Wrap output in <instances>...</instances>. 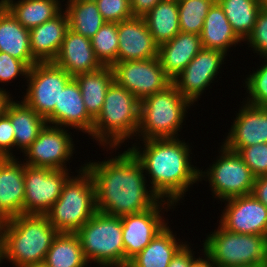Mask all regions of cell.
I'll use <instances>...</instances> for the list:
<instances>
[{
    "label": "cell",
    "mask_w": 267,
    "mask_h": 267,
    "mask_svg": "<svg viewBox=\"0 0 267 267\" xmlns=\"http://www.w3.org/2000/svg\"><path fill=\"white\" fill-rule=\"evenodd\" d=\"M45 267H90L76 233H58L43 261Z\"/></svg>",
    "instance_id": "4dcf8cb0"
},
{
    "label": "cell",
    "mask_w": 267,
    "mask_h": 267,
    "mask_svg": "<svg viewBox=\"0 0 267 267\" xmlns=\"http://www.w3.org/2000/svg\"><path fill=\"white\" fill-rule=\"evenodd\" d=\"M139 123L140 101L113 81L106 91L101 112L94 120L93 142H97L104 151L106 148L122 149L123 144L127 147V142L128 146L130 142H135Z\"/></svg>",
    "instance_id": "277c9868"
},
{
    "label": "cell",
    "mask_w": 267,
    "mask_h": 267,
    "mask_svg": "<svg viewBox=\"0 0 267 267\" xmlns=\"http://www.w3.org/2000/svg\"><path fill=\"white\" fill-rule=\"evenodd\" d=\"M260 62L258 67H252L250 74H246L245 83L242 81L247 95L242 99L248 104L267 108V58H261Z\"/></svg>",
    "instance_id": "d590c367"
},
{
    "label": "cell",
    "mask_w": 267,
    "mask_h": 267,
    "mask_svg": "<svg viewBox=\"0 0 267 267\" xmlns=\"http://www.w3.org/2000/svg\"><path fill=\"white\" fill-rule=\"evenodd\" d=\"M5 220L0 216V229L4 225Z\"/></svg>",
    "instance_id": "681fc988"
},
{
    "label": "cell",
    "mask_w": 267,
    "mask_h": 267,
    "mask_svg": "<svg viewBox=\"0 0 267 267\" xmlns=\"http://www.w3.org/2000/svg\"><path fill=\"white\" fill-rule=\"evenodd\" d=\"M108 150L111 154L115 152V156L110 154L103 161L84 163L93 177L96 210L122 217L152 208L160 199L149 188L140 161L128 148L123 152L118 148Z\"/></svg>",
    "instance_id": "6da1fadb"
},
{
    "label": "cell",
    "mask_w": 267,
    "mask_h": 267,
    "mask_svg": "<svg viewBox=\"0 0 267 267\" xmlns=\"http://www.w3.org/2000/svg\"><path fill=\"white\" fill-rule=\"evenodd\" d=\"M30 32L0 3V52L24 61L29 67L37 63L30 48Z\"/></svg>",
    "instance_id": "d4e9b609"
},
{
    "label": "cell",
    "mask_w": 267,
    "mask_h": 267,
    "mask_svg": "<svg viewBox=\"0 0 267 267\" xmlns=\"http://www.w3.org/2000/svg\"><path fill=\"white\" fill-rule=\"evenodd\" d=\"M252 195L267 207V176L255 178Z\"/></svg>",
    "instance_id": "ee69618b"
},
{
    "label": "cell",
    "mask_w": 267,
    "mask_h": 267,
    "mask_svg": "<svg viewBox=\"0 0 267 267\" xmlns=\"http://www.w3.org/2000/svg\"><path fill=\"white\" fill-rule=\"evenodd\" d=\"M29 69L30 67L24 61L18 60L6 52H0V85L3 86V89H7L5 85L13 83V80H17L18 77L24 78V81L27 80Z\"/></svg>",
    "instance_id": "f35d334b"
},
{
    "label": "cell",
    "mask_w": 267,
    "mask_h": 267,
    "mask_svg": "<svg viewBox=\"0 0 267 267\" xmlns=\"http://www.w3.org/2000/svg\"><path fill=\"white\" fill-rule=\"evenodd\" d=\"M176 233L167 225L126 267H168L174 255L187 242Z\"/></svg>",
    "instance_id": "4316f807"
},
{
    "label": "cell",
    "mask_w": 267,
    "mask_h": 267,
    "mask_svg": "<svg viewBox=\"0 0 267 267\" xmlns=\"http://www.w3.org/2000/svg\"><path fill=\"white\" fill-rule=\"evenodd\" d=\"M90 39L95 57L102 66L112 67L117 63L118 23L106 22Z\"/></svg>",
    "instance_id": "836d02e7"
},
{
    "label": "cell",
    "mask_w": 267,
    "mask_h": 267,
    "mask_svg": "<svg viewBox=\"0 0 267 267\" xmlns=\"http://www.w3.org/2000/svg\"><path fill=\"white\" fill-rule=\"evenodd\" d=\"M114 81L131 92L140 102L172 83L158 57L117 62L112 66Z\"/></svg>",
    "instance_id": "9a60e30c"
},
{
    "label": "cell",
    "mask_w": 267,
    "mask_h": 267,
    "mask_svg": "<svg viewBox=\"0 0 267 267\" xmlns=\"http://www.w3.org/2000/svg\"><path fill=\"white\" fill-rule=\"evenodd\" d=\"M131 10L134 17H144L161 0H130Z\"/></svg>",
    "instance_id": "7bdbcfd3"
},
{
    "label": "cell",
    "mask_w": 267,
    "mask_h": 267,
    "mask_svg": "<svg viewBox=\"0 0 267 267\" xmlns=\"http://www.w3.org/2000/svg\"><path fill=\"white\" fill-rule=\"evenodd\" d=\"M72 78L54 62H37L29 69L25 81L27 88L20 98L38 115L46 118L55 107H59L60 93Z\"/></svg>",
    "instance_id": "30bf717a"
},
{
    "label": "cell",
    "mask_w": 267,
    "mask_h": 267,
    "mask_svg": "<svg viewBox=\"0 0 267 267\" xmlns=\"http://www.w3.org/2000/svg\"><path fill=\"white\" fill-rule=\"evenodd\" d=\"M70 129L46 124L38 137L24 151L21 158L28 166L50 168L54 170H71L70 164L76 153ZM71 160V161H70Z\"/></svg>",
    "instance_id": "8fae6325"
},
{
    "label": "cell",
    "mask_w": 267,
    "mask_h": 267,
    "mask_svg": "<svg viewBox=\"0 0 267 267\" xmlns=\"http://www.w3.org/2000/svg\"><path fill=\"white\" fill-rule=\"evenodd\" d=\"M14 98L8 103L5 114L10 118L14 127L15 152L24 151L38 137L40 131L47 124L46 119L38 115L31 107L22 100ZM15 99V100H14Z\"/></svg>",
    "instance_id": "484cf974"
},
{
    "label": "cell",
    "mask_w": 267,
    "mask_h": 267,
    "mask_svg": "<svg viewBox=\"0 0 267 267\" xmlns=\"http://www.w3.org/2000/svg\"><path fill=\"white\" fill-rule=\"evenodd\" d=\"M206 233L201 247L217 267L267 264V238L262 235L234 233L219 223Z\"/></svg>",
    "instance_id": "ba28073f"
},
{
    "label": "cell",
    "mask_w": 267,
    "mask_h": 267,
    "mask_svg": "<svg viewBox=\"0 0 267 267\" xmlns=\"http://www.w3.org/2000/svg\"><path fill=\"white\" fill-rule=\"evenodd\" d=\"M263 5L267 7V0H262Z\"/></svg>",
    "instance_id": "816d5d0a"
},
{
    "label": "cell",
    "mask_w": 267,
    "mask_h": 267,
    "mask_svg": "<svg viewBox=\"0 0 267 267\" xmlns=\"http://www.w3.org/2000/svg\"><path fill=\"white\" fill-rule=\"evenodd\" d=\"M155 43L160 46L180 32L178 2L161 0L143 17Z\"/></svg>",
    "instance_id": "f546056e"
},
{
    "label": "cell",
    "mask_w": 267,
    "mask_h": 267,
    "mask_svg": "<svg viewBox=\"0 0 267 267\" xmlns=\"http://www.w3.org/2000/svg\"><path fill=\"white\" fill-rule=\"evenodd\" d=\"M175 205L159 200L152 208L121 217L125 267L152 239L169 225L165 212L175 210ZM167 218V219H166Z\"/></svg>",
    "instance_id": "7c38bea8"
},
{
    "label": "cell",
    "mask_w": 267,
    "mask_h": 267,
    "mask_svg": "<svg viewBox=\"0 0 267 267\" xmlns=\"http://www.w3.org/2000/svg\"><path fill=\"white\" fill-rule=\"evenodd\" d=\"M236 267H267V264H250V265H242Z\"/></svg>",
    "instance_id": "7dc6e473"
},
{
    "label": "cell",
    "mask_w": 267,
    "mask_h": 267,
    "mask_svg": "<svg viewBox=\"0 0 267 267\" xmlns=\"http://www.w3.org/2000/svg\"><path fill=\"white\" fill-rule=\"evenodd\" d=\"M71 170H54L24 164L23 214L45 215L59 198Z\"/></svg>",
    "instance_id": "4fadbf2b"
},
{
    "label": "cell",
    "mask_w": 267,
    "mask_h": 267,
    "mask_svg": "<svg viewBox=\"0 0 267 267\" xmlns=\"http://www.w3.org/2000/svg\"><path fill=\"white\" fill-rule=\"evenodd\" d=\"M69 29L84 37H93L106 23L94 0H79L64 7Z\"/></svg>",
    "instance_id": "d6a6232c"
},
{
    "label": "cell",
    "mask_w": 267,
    "mask_h": 267,
    "mask_svg": "<svg viewBox=\"0 0 267 267\" xmlns=\"http://www.w3.org/2000/svg\"><path fill=\"white\" fill-rule=\"evenodd\" d=\"M228 56L218 50L202 48L185 69L172 80L181 95L195 107L205 90L212 89L215 81L224 69ZM205 92V93H204Z\"/></svg>",
    "instance_id": "5bb4252c"
},
{
    "label": "cell",
    "mask_w": 267,
    "mask_h": 267,
    "mask_svg": "<svg viewBox=\"0 0 267 267\" xmlns=\"http://www.w3.org/2000/svg\"><path fill=\"white\" fill-rule=\"evenodd\" d=\"M219 146L216 159L204 171L200 168V182H209L214 201L251 194L256 177L237 152Z\"/></svg>",
    "instance_id": "9c48e42d"
},
{
    "label": "cell",
    "mask_w": 267,
    "mask_h": 267,
    "mask_svg": "<svg viewBox=\"0 0 267 267\" xmlns=\"http://www.w3.org/2000/svg\"><path fill=\"white\" fill-rule=\"evenodd\" d=\"M237 153L255 177L267 176V143L242 147Z\"/></svg>",
    "instance_id": "74e56055"
},
{
    "label": "cell",
    "mask_w": 267,
    "mask_h": 267,
    "mask_svg": "<svg viewBox=\"0 0 267 267\" xmlns=\"http://www.w3.org/2000/svg\"><path fill=\"white\" fill-rule=\"evenodd\" d=\"M78 168L45 214L59 233H76L97 212L93 177L84 164Z\"/></svg>",
    "instance_id": "8992f818"
},
{
    "label": "cell",
    "mask_w": 267,
    "mask_h": 267,
    "mask_svg": "<svg viewBox=\"0 0 267 267\" xmlns=\"http://www.w3.org/2000/svg\"><path fill=\"white\" fill-rule=\"evenodd\" d=\"M76 234L90 267H125L121 217L97 211Z\"/></svg>",
    "instance_id": "52a82bcc"
},
{
    "label": "cell",
    "mask_w": 267,
    "mask_h": 267,
    "mask_svg": "<svg viewBox=\"0 0 267 267\" xmlns=\"http://www.w3.org/2000/svg\"><path fill=\"white\" fill-rule=\"evenodd\" d=\"M200 255H203V256H200L197 257L191 264L190 267H217L213 261L203 252V248L200 249Z\"/></svg>",
    "instance_id": "f6af8a7d"
},
{
    "label": "cell",
    "mask_w": 267,
    "mask_h": 267,
    "mask_svg": "<svg viewBox=\"0 0 267 267\" xmlns=\"http://www.w3.org/2000/svg\"><path fill=\"white\" fill-rule=\"evenodd\" d=\"M194 106L171 83L140 102V123L135 140L179 138Z\"/></svg>",
    "instance_id": "5b68a950"
},
{
    "label": "cell",
    "mask_w": 267,
    "mask_h": 267,
    "mask_svg": "<svg viewBox=\"0 0 267 267\" xmlns=\"http://www.w3.org/2000/svg\"><path fill=\"white\" fill-rule=\"evenodd\" d=\"M45 119L50 125L88 133L87 136L92 139L94 120L86 111L82 93L74 77L61 91L59 107H55Z\"/></svg>",
    "instance_id": "ac0fdd59"
},
{
    "label": "cell",
    "mask_w": 267,
    "mask_h": 267,
    "mask_svg": "<svg viewBox=\"0 0 267 267\" xmlns=\"http://www.w3.org/2000/svg\"><path fill=\"white\" fill-rule=\"evenodd\" d=\"M216 0H181L178 2L180 31L200 35L204 20Z\"/></svg>",
    "instance_id": "e575fe53"
},
{
    "label": "cell",
    "mask_w": 267,
    "mask_h": 267,
    "mask_svg": "<svg viewBox=\"0 0 267 267\" xmlns=\"http://www.w3.org/2000/svg\"><path fill=\"white\" fill-rule=\"evenodd\" d=\"M225 203L218 217L219 224L226 230L248 234L262 235L267 238V207L257 200L252 193L221 201Z\"/></svg>",
    "instance_id": "2e32d148"
},
{
    "label": "cell",
    "mask_w": 267,
    "mask_h": 267,
    "mask_svg": "<svg viewBox=\"0 0 267 267\" xmlns=\"http://www.w3.org/2000/svg\"><path fill=\"white\" fill-rule=\"evenodd\" d=\"M106 22L119 23L133 16L130 0H94Z\"/></svg>",
    "instance_id": "ab89813d"
},
{
    "label": "cell",
    "mask_w": 267,
    "mask_h": 267,
    "mask_svg": "<svg viewBox=\"0 0 267 267\" xmlns=\"http://www.w3.org/2000/svg\"><path fill=\"white\" fill-rule=\"evenodd\" d=\"M12 92L10 90L3 89L0 87V116L5 113L8 103L13 99Z\"/></svg>",
    "instance_id": "bcb514c9"
},
{
    "label": "cell",
    "mask_w": 267,
    "mask_h": 267,
    "mask_svg": "<svg viewBox=\"0 0 267 267\" xmlns=\"http://www.w3.org/2000/svg\"><path fill=\"white\" fill-rule=\"evenodd\" d=\"M24 163L18 158H0V216L4 220L23 214Z\"/></svg>",
    "instance_id": "ffe728a7"
},
{
    "label": "cell",
    "mask_w": 267,
    "mask_h": 267,
    "mask_svg": "<svg viewBox=\"0 0 267 267\" xmlns=\"http://www.w3.org/2000/svg\"><path fill=\"white\" fill-rule=\"evenodd\" d=\"M118 43L117 62L158 57L159 46L143 17H132L118 23Z\"/></svg>",
    "instance_id": "d6986e66"
},
{
    "label": "cell",
    "mask_w": 267,
    "mask_h": 267,
    "mask_svg": "<svg viewBox=\"0 0 267 267\" xmlns=\"http://www.w3.org/2000/svg\"><path fill=\"white\" fill-rule=\"evenodd\" d=\"M59 232L46 215L22 214L5 220L0 229V266L42 265Z\"/></svg>",
    "instance_id": "3957f363"
},
{
    "label": "cell",
    "mask_w": 267,
    "mask_h": 267,
    "mask_svg": "<svg viewBox=\"0 0 267 267\" xmlns=\"http://www.w3.org/2000/svg\"><path fill=\"white\" fill-rule=\"evenodd\" d=\"M200 39L202 48L218 50L228 56H230L229 52L233 48L235 50L236 46L239 45L241 47V44L244 46L243 41L233 31L222 7L217 1L213 3L207 13Z\"/></svg>",
    "instance_id": "cb8c5ba5"
},
{
    "label": "cell",
    "mask_w": 267,
    "mask_h": 267,
    "mask_svg": "<svg viewBox=\"0 0 267 267\" xmlns=\"http://www.w3.org/2000/svg\"><path fill=\"white\" fill-rule=\"evenodd\" d=\"M236 35L244 42L253 31L262 0H216Z\"/></svg>",
    "instance_id": "1f68e13d"
},
{
    "label": "cell",
    "mask_w": 267,
    "mask_h": 267,
    "mask_svg": "<svg viewBox=\"0 0 267 267\" xmlns=\"http://www.w3.org/2000/svg\"><path fill=\"white\" fill-rule=\"evenodd\" d=\"M13 149H15L14 127L10 118L4 113L0 116V158H18Z\"/></svg>",
    "instance_id": "60d3db41"
},
{
    "label": "cell",
    "mask_w": 267,
    "mask_h": 267,
    "mask_svg": "<svg viewBox=\"0 0 267 267\" xmlns=\"http://www.w3.org/2000/svg\"><path fill=\"white\" fill-rule=\"evenodd\" d=\"M1 3L29 30L56 17L64 9L60 0H1Z\"/></svg>",
    "instance_id": "f1b7e54d"
},
{
    "label": "cell",
    "mask_w": 267,
    "mask_h": 267,
    "mask_svg": "<svg viewBox=\"0 0 267 267\" xmlns=\"http://www.w3.org/2000/svg\"><path fill=\"white\" fill-rule=\"evenodd\" d=\"M180 138L135 140L127 147L142 164L153 193L176 207L193 184L200 182V168L193 165V148Z\"/></svg>",
    "instance_id": "7a4b0ae2"
},
{
    "label": "cell",
    "mask_w": 267,
    "mask_h": 267,
    "mask_svg": "<svg viewBox=\"0 0 267 267\" xmlns=\"http://www.w3.org/2000/svg\"><path fill=\"white\" fill-rule=\"evenodd\" d=\"M63 1H65V0H60V2H63ZM75 1H79V0H66V2H65L66 4L63 2L64 5H62V7H65L66 5H68L72 2H75Z\"/></svg>",
    "instance_id": "c3c4849f"
},
{
    "label": "cell",
    "mask_w": 267,
    "mask_h": 267,
    "mask_svg": "<svg viewBox=\"0 0 267 267\" xmlns=\"http://www.w3.org/2000/svg\"><path fill=\"white\" fill-rule=\"evenodd\" d=\"M239 106L236 117L221 144L230 151L237 152L242 147L267 143V108L254 106L244 101Z\"/></svg>",
    "instance_id": "e0dca14e"
},
{
    "label": "cell",
    "mask_w": 267,
    "mask_h": 267,
    "mask_svg": "<svg viewBox=\"0 0 267 267\" xmlns=\"http://www.w3.org/2000/svg\"><path fill=\"white\" fill-rule=\"evenodd\" d=\"M202 49L200 35L180 31L158 47V59L165 74L173 80Z\"/></svg>",
    "instance_id": "603a6c76"
},
{
    "label": "cell",
    "mask_w": 267,
    "mask_h": 267,
    "mask_svg": "<svg viewBox=\"0 0 267 267\" xmlns=\"http://www.w3.org/2000/svg\"><path fill=\"white\" fill-rule=\"evenodd\" d=\"M74 78L82 93L86 111L95 120L103 107L106 91L114 81L112 67L102 66L99 70L78 74Z\"/></svg>",
    "instance_id": "83f0119b"
},
{
    "label": "cell",
    "mask_w": 267,
    "mask_h": 267,
    "mask_svg": "<svg viewBox=\"0 0 267 267\" xmlns=\"http://www.w3.org/2000/svg\"><path fill=\"white\" fill-rule=\"evenodd\" d=\"M194 243L186 242L174 255L168 267H190L192 262L199 256L192 248ZM192 248V249H191Z\"/></svg>",
    "instance_id": "b9f144b4"
},
{
    "label": "cell",
    "mask_w": 267,
    "mask_h": 267,
    "mask_svg": "<svg viewBox=\"0 0 267 267\" xmlns=\"http://www.w3.org/2000/svg\"><path fill=\"white\" fill-rule=\"evenodd\" d=\"M53 62L72 77L94 72L102 67L95 57L91 39L71 29L67 30L60 51Z\"/></svg>",
    "instance_id": "44dd1931"
},
{
    "label": "cell",
    "mask_w": 267,
    "mask_h": 267,
    "mask_svg": "<svg viewBox=\"0 0 267 267\" xmlns=\"http://www.w3.org/2000/svg\"><path fill=\"white\" fill-rule=\"evenodd\" d=\"M69 29L68 16L63 9L56 17L29 30L30 48L37 62H53Z\"/></svg>",
    "instance_id": "7402d4cb"
},
{
    "label": "cell",
    "mask_w": 267,
    "mask_h": 267,
    "mask_svg": "<svg viewBox=\"0 0 267 267\" xmlns=\"http://www.w3.org/2000/svg\"><path fill=\"white\" fill-rule=\"evenodd\" d=\"M24 267H45V266L42 264V265H28V266H24Z\"/></svg>",
    "instance_id": "f907efd6"
},
{
    "label": "cell",
    "mask_w": 267,
    "mask_h": 267,
    "mask_svg": "<svg viewBox=\"0 0 267 267\" xmlns=\"http://www.w3.org/2000/svg\"><path fill=\"white\" fill-rule=\"evenodd\" d=\"M247 44V49L250 47L253 53L259 55V58H267V7L263 5L260 9L256 22L251 34L243 42Z\"/></svg>",
    "instance_id": "8d00e7d4"
}]
</instances>
